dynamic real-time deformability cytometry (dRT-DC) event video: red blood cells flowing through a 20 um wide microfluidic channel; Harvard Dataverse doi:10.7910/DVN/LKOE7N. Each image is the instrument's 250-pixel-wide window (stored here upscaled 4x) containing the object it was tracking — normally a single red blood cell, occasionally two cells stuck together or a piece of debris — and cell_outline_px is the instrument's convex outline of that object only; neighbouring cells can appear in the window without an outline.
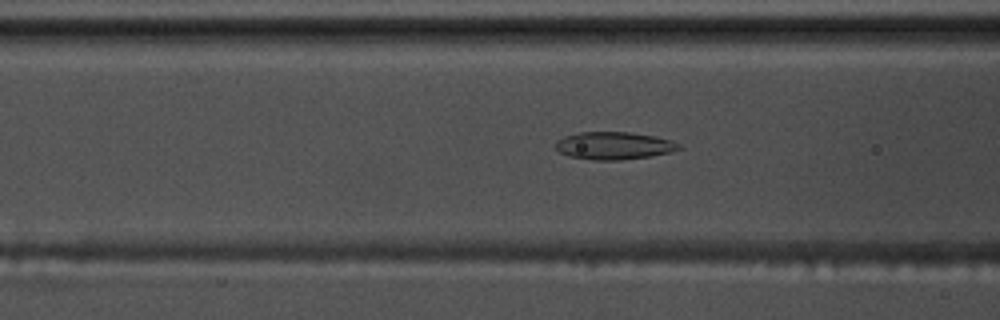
{"species": "common noctule bat (a hibernating species)", "species_latin": "Nyctalus noctula", "temperature_condition": "warm", "stored_images_in_passage": 52, "camera_frame_rate_fps": 3000, "um_per_image_px": 0.085, "animal": {"sex": "male", "body_mass_g": 17.5, "forearm_length_mm": 52.3}, "frame": {"image": 1, "passage_image": 18, "time_ms": 5.667, "image_size_px": [1000, 320], "cell_outline_px": [[684, 148], [652, 156], [620, 160], [592, 160], [568, 156], [560, 152], [552, 144], [556, 140], [564, 136], [580, 132], [628, 132], [652, 136], [672, 140], [680, 144]], "centroid_in_image_um": [52.15, 12.38], "position_along_channel_um": 114.4, "area_um2": 19.94}}
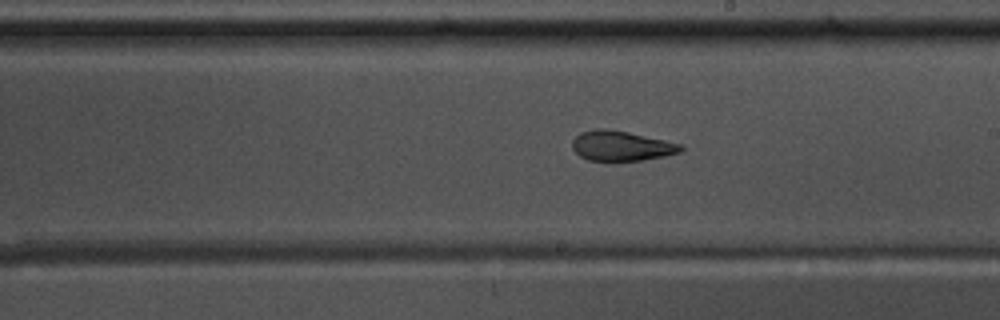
{"frame": {"image": 2, "passage_image": 28, "time_ms": 9.0, "image_size_px": [1000, 320], "cell_outline_px": [[684, 148], [680, 152], [664, 156], [644, 160], [588, 160], [580, 156], [572, 148], [572, 140], [580, 132], [596, 128], [604, 128], [628, 132], [664, 140], [680, 144]], "centroid_in_image_um": [52.78, 12.39], "position_along_channel_um": 236.2, "area_um2": 18.79}}
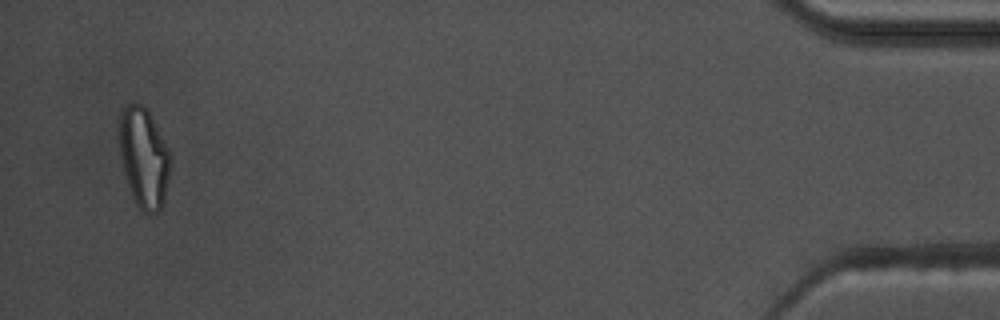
{"frame": {"image": 3, "passage_image": 50, "time_ms": 16.333, "image_size_px": [1000, 320], "cell_outline_px": [[168, 176], [164, 200], [160, 208], [156, 212], [144, 212], [136, 204], [132, 196], [124, 172], [120, 156], [120, 112], [128, 104], [140, 104], [148, 112], [168, 148]], "centroid_in_image_um": [12.2, 13.41], "position_along_channel_um": 423.0, "area_um2": 28.67}, "authors_computed_cell_mechanics": {"area_um2": 20.9814, "velocity_mm_per_s": 3.6685, "shape_relaxation_time_tau1_ms": null, "shape_relaxation_time_tau2_ms": 2.7952, "deformation_change_tau1": null, "deformation_change_tau2": 0.108}}